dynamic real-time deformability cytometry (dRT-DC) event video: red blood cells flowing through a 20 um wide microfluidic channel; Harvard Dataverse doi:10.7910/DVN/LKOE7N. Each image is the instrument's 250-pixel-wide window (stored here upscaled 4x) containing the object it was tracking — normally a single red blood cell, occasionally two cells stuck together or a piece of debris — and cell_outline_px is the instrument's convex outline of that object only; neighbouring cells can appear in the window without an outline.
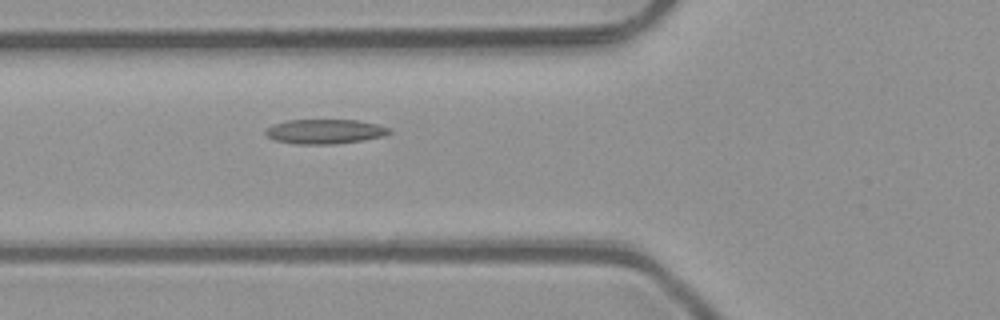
{"species": "common noctule bat (a hibernating species)", "species_latin": "Nyctalus noctula", "temperature_condition": "room temperature", "stored_images_in_passage": 36, "camera_frame_rate_fps": 3000, "um_per_image_px": 0.085, "animal": {"sex": "male", "body_mass_g": 23.1, "forearm_length_mm": 52.7}, "frame": {"image": 1, "passage_image": 4, "time_ms": 1.0, "image_size_px": [1000, 320], "cell_outline_px": [[392, 132], [380, 136], [360, 140], [332, 144], [296, 144], [276, 140], [268, 136], [264, 132], [272, 124], [288, 120], [360, 120], [376, 124], [388, 128]], "centroid_in_image_um": [27.57, 11.17], "position_along_channel_um": 98.2, "area_um2": 17.4}}
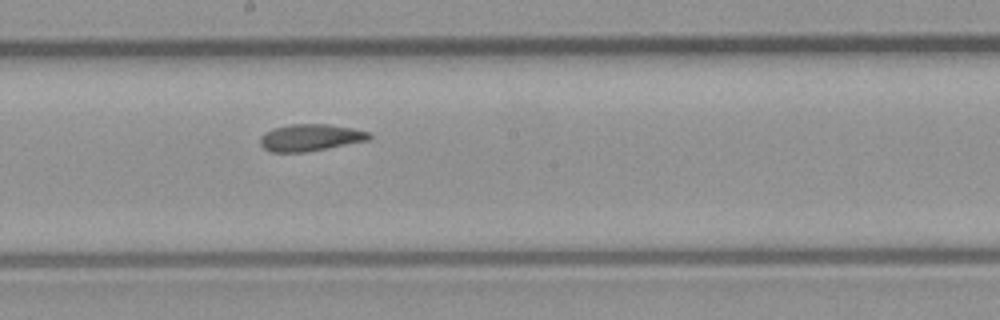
{"frame": {"image": 2, "passage_image": 13, "time_ms": 4.0, "image_size_px": [1000, 320], "cell_outline_px": [[372, 136], [368, 140], [304, 152], [272, 152], [264, 148], [260, 144], [260, 136], [264, 132], [272, 128], [292, 124], [328, 124], [352, 128], [372, 132]], "centroid_in_image_um": [26.37, 11.68], "position_along_channel_um": 221.8, "area_um2": 17.05}}
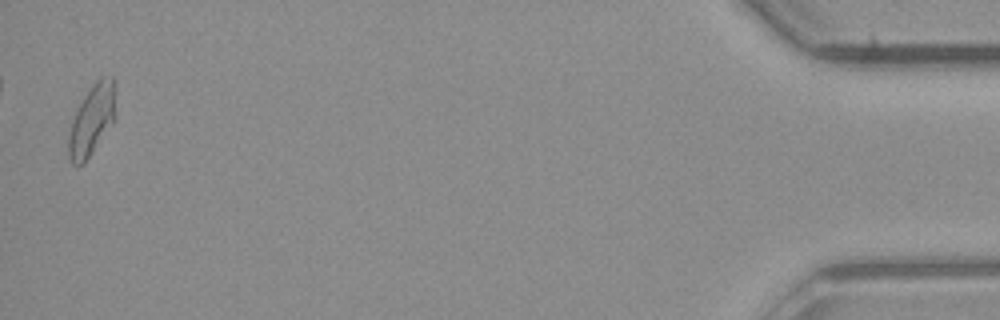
{"frame": {"image": 3, "passage_image": 35, "time_ms": 11.333, "image_size_px": [1000, 320], "cell_outline_px": [[112, 124], [84, 164], [72, 164], [68, 156], [68, 136], [72, 120], [84, 96], [96, 80], [104, 76], [112, 76]], "centroid_in_image_um": [7.73, 10.28], "position_along_channel_um": 427.5, "area_um2": 18.38}}